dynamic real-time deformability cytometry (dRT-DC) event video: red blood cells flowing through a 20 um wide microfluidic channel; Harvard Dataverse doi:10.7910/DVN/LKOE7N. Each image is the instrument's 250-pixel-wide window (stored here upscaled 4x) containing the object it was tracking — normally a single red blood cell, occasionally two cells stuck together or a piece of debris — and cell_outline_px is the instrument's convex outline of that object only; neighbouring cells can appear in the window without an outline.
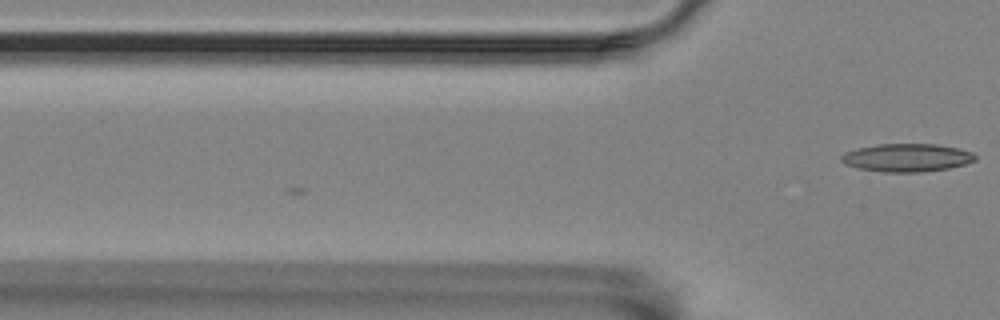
{"species": "Egyptian fruit bat (a non-hibernating species)", "species_latin": "Rousettus aegyptiacus", "temperature_condition": "room temperature", "stored_images_in_passage": 3, "camera_frame_rate_fps": 3000, "um_per_image_px": 0.085, "animal": {"sex": "female"}, "frame": {"image": 1, "passage_image": 3, "time_ms": 0.667, "image_size_px": [1000, 320], "cell_outline_px": [[976, 160], [964, 164], [948, 168], [920, 172], [884, 172], [860, 168], [844, 164], [840, 160], [840, 156], [844, 152], [876, 144], [936, 144], [956, 148], [972, 152], [976, 156]], "centroid_in_image_um": [77.06, 13.4], "position_along_channel_um": 48.7, "area_um2": 21.73}}